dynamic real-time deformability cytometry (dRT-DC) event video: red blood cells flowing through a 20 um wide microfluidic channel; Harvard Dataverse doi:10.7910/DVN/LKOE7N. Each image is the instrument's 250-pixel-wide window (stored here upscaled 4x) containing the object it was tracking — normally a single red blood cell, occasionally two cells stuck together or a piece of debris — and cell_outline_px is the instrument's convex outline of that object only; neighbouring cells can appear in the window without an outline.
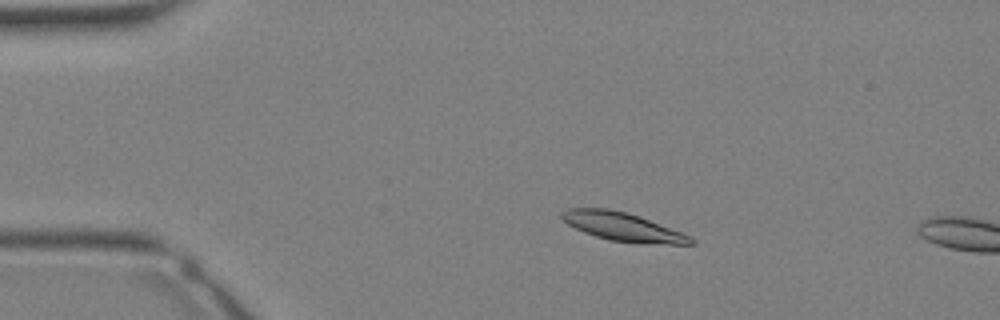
{"species": "Egyptian fruit bat (a non-hibernating species)", "species_latin": "Rousettus aegyptiacus", "temperature_condition": "warm", "stored_images_in_passage": 36, "segment_of_instrument_passage": [1, 2], "camera_frame_rate_fps": 3000, "um_per_image_px": 0.085, "animal": {"sex": "female"}, "frame": {"image": 1, "passage_image": 7, "time_ms": 2.0, "image_size_px": [1000, 320], "cell_outline_px": [[696, 244], [668, 244], [608, 240], [584, 232], [568, 224], [560, 216], [560, 212], [568, 208], [608, 208], [628, 212], [640, 216], [680, 232], [696, 240]], "centroid_in_image_um": [52.9, 19.25], "position_along_channel_um": 32.1, "area_um2": 21.1}}
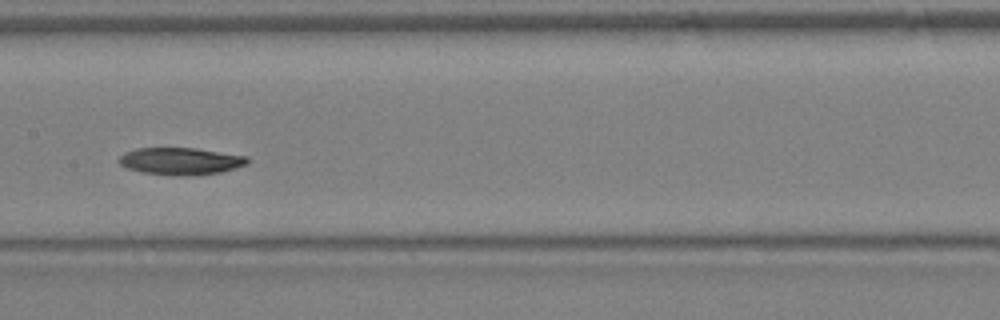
{"frame": {"image": 2, "passage_image": 18, "time_ms": 5.667, "image_size_px": [1000, 320], "cell_outline_px": [[248, 164], [236, 168], [220, 172], [180, 176], [144, 172], [128, 168], [120, 164], [116, 160], [124, 152], [136, 148], [196, 148], [248, 156]], "centroid_in_image_um": [15.35, 13.68], "position_along_channel_um": 192.0, "area_um2": 20.23}}
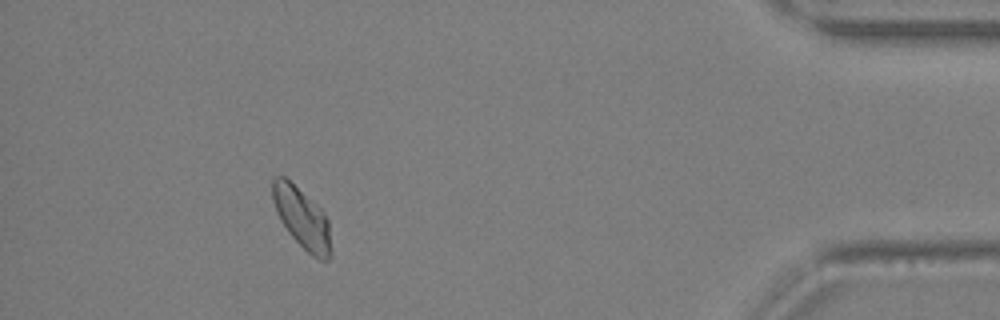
{"frame": {"image": 3, "passage_image": 32, "time_ms": 10.333, "image_size_px": [1000, 320], "cell_outline_px": [[332, 252], [328, 260], [320, 260], [312, 256], [288, 232], [280, 220], [276, 212], [272, 200], [272, 180], [276, 176], [284, 176], [312, 200], [324, 212], [328, 220]], "centroid_in_image_um": [25.67, 18.54], "position_along_channel_um": 409.5, "area_um2": 20.63}}